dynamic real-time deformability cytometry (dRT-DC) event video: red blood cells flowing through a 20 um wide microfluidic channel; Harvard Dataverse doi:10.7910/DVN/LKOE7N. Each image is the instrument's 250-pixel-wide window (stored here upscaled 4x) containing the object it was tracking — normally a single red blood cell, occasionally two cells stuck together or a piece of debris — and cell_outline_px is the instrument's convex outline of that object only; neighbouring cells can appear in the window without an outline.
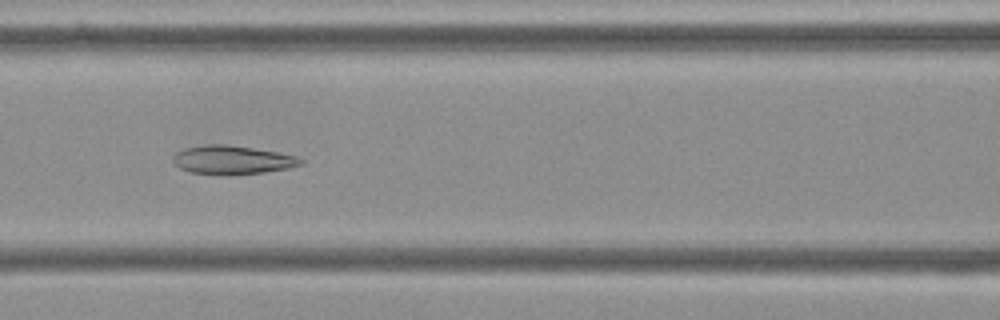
{"species": "Egyptian fruit bat (a non-hibernating species)", "species_latin": "Rousettus aegyptiacus", "temperature_condition": "cold", "stored_images_in_passage": 43, "camera_frame_rate_fps": 3000, "um_per_image_px": 0.085, "frame": {"image": 1, "passage_image": 12, "time_ms": 3.667, "image_size_px": [1000, 320], "cell_outline_px": [[304, 164], [288, 168], [264, 172], [188, 172], [180, 168], [172, 160], [172, 156], [176, 152], [184, 148], [204, 144], [224, 144], [252, 148], [276, 152], [296, 156], [304, 160]], "centroid_in_image_um": [19.74, 13.54], "position_along_channel_um": 146.9, "area_um2": 20.46}}
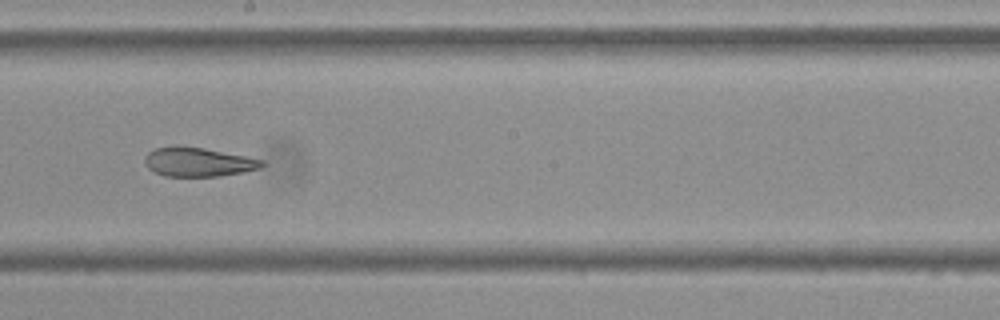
{"frame": {"image": 2, "passage_image": 19, "time_ms": 6.0, "image_size_px": [1000, 320], "cell_outline_px": [[264, 164], [260, 168], [244, 172], [220, 176], [164, 176], [148, 168], [144, 164], [144, 156], [148, 152], [156, 148], [172, 144], [180, 144], [204, 148], [264, 160]], "centroid_in_image_um": [16.79, 13.75], "position_along_channel_um": 231.4, "area_um2": 20.11}}
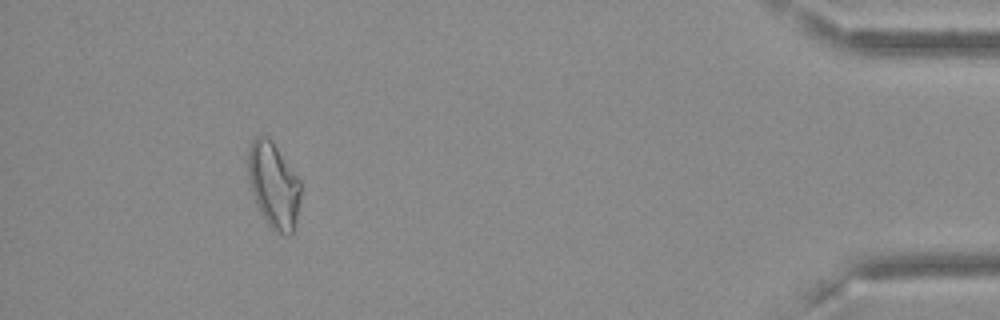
{"frame": {"image": 3, "passage_image": 39, "time_ms": 12.667, "image_size_px": [1000, 320], "cell_outline_px": [[300, 200], [296, 224], [292, 232], [288, 236], [284, 236], [272, 232], [264, 220], [256, 204], [252, 192], [248, 176], [248, 148], [252, 140], [256, 136], [268, 136], [272, 140], [300, 180]], "centroid_in_image_um": [23.26, 15.79], "position_along_channel_um": 411.9, "area_um2": 26.65}, "authors_computed_cell_mechanics": {"area_um2": 22.253, "velocity_mm_per_s": 3.6286, "shape_relaxation_time_tau1_ms": null, "shape_relaxation_time_tau2_ms": 2.5453, "deformation_change_tau1": null, "deformation_change_tau2": 0.0968}}